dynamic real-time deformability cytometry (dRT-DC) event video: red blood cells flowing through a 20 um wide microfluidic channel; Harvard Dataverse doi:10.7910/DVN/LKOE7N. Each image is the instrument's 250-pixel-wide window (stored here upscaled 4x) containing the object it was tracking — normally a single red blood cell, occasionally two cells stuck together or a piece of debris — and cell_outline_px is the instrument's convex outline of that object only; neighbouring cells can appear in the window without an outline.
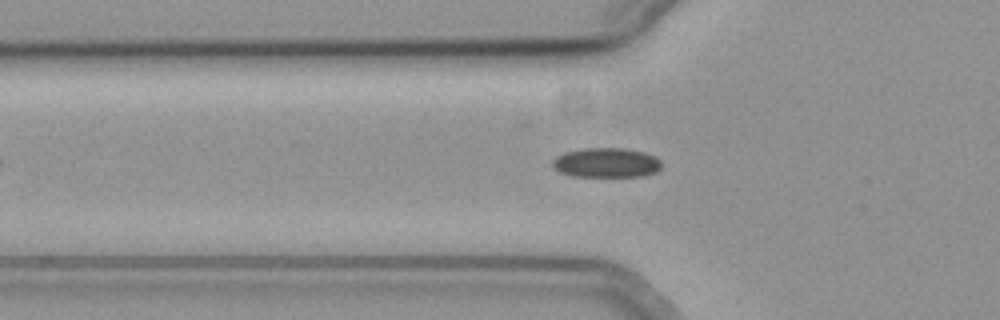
{"species": "common noctule bat (a hibernating species)", "species_latin": "Nyctalus noctula", "temperature_condition": "cold", "stored_images_in_passage": 48, "camera_frame_rate_fps": 3000, "um_per_image_px": 0.085, "animal": {"sex": "female", "body_mass_g": 19.3, "forearm_length_mm": 54.1}, "frame": {"image": 1, "passage_image": 13, "time_ms": 4.0, "image_size_px": [1000, 320], "cell_outline_px": [[660, 168], [656, 172], [640, 176], [572, 176], [560, 172], [552, 168], [552, 160], [556, 156], [564, 152], [588, 148], [624, 148], [644, 152], [656, 156], [660, 160]], "centroid_in_image_um": [51.51, 13.82], "position_along_channel_um": 74.3, "area_um2": 18.84}}
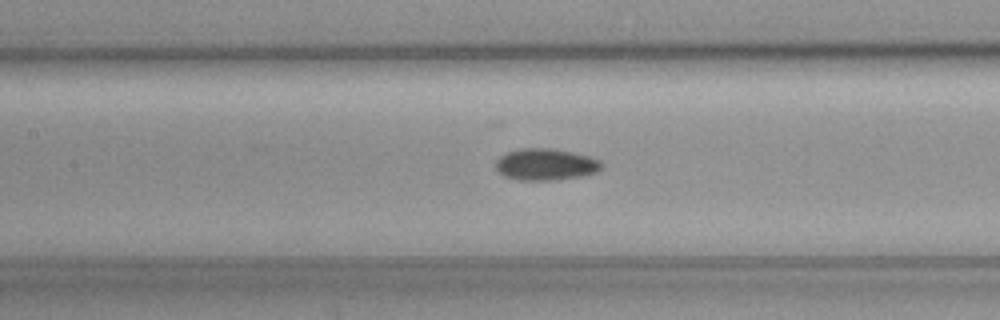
{"frame": {"image": 2, "passage_image": 20, "time_ms": 6.333, "image_size_px": [1000, 320], "cell_outline_px": [[600, 168], [596, 172], [580, 176], [552, 180], [520, 180], [504, 176], [496, 168], [496, 160], [500, 156], [508, 152], [520, 148], [552, 148], [572, 152], [588, 156], [600, 160]], "centroid_in_image_um": [46.35, 13.97], "position_along_channel_um": 161.1, "area_um2": 19.31}}
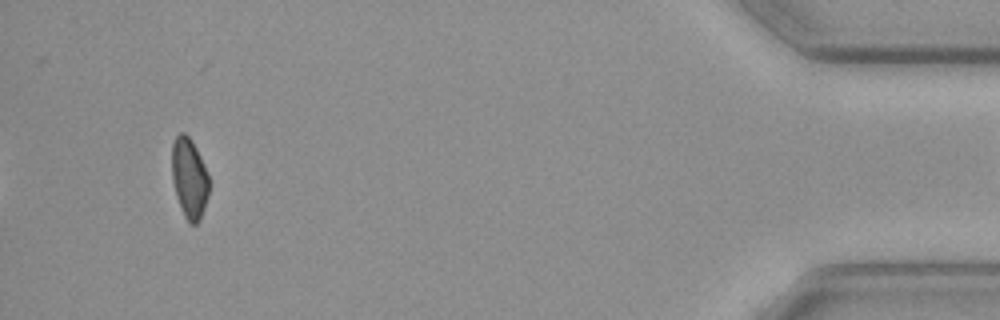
{"frame": {"image": 3, "passage_image": 47, "time_ms": 15.333, "image_size_px": [1000, 320], "cell_outline_px": [[208, 196], [200, 220], [196, 224], [188, 224], [184, 216], [176, 196], [172, 180], [172, 144], [176, 136], [180, 132], [184, 132], [192, 140], [200, 156], [208, 176]], "centroid_in_image_um": [16.07, 15.15], "position_along_channel_um": 419.1, "area_um2": 17.34}}